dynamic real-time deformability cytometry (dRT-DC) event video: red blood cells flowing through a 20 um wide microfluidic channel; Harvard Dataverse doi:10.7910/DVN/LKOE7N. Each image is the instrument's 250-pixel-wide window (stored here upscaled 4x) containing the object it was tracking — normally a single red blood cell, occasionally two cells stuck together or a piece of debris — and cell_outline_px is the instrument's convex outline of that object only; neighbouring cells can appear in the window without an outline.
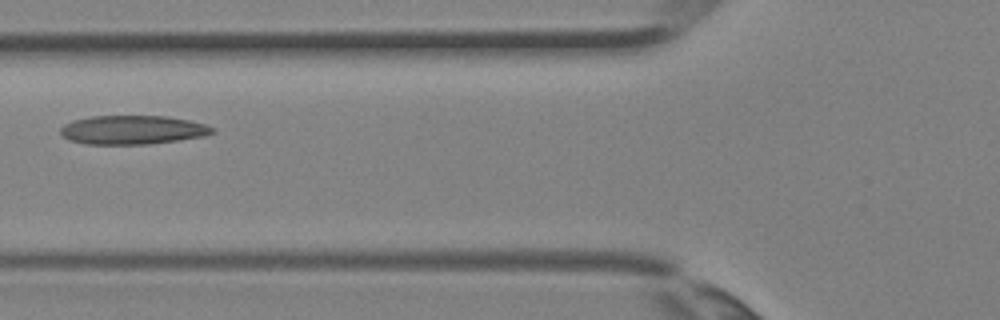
{"species": "Egyptian fruit bat (a non-hibernating species)", "species_latin": "Rousettus aegyptiacus", "temperature_condition": "room temperature", "stored_images_in_passage": 2, "camera_frame_rate_fps": 3000, "um_per_image_px": 0.085, "animal": {"sex": "female"}, "frame": {"image": 1, "passage_image": 2, "time_ms": 0.333, "image_size_px": [1000, 320], "cell_outline_px": [[216, 132], [204, 136], [148, 144], [88, 144], [68, 140], [60, 132], [60, 128], [64, 124], [72, 120], [92, 116], [168, 116], [192, 120], [216, 128]], "centroid_in_image_um": [11.29, 11.03], "position_along_channel_um": 114.5, "area_um2": 25.66}}